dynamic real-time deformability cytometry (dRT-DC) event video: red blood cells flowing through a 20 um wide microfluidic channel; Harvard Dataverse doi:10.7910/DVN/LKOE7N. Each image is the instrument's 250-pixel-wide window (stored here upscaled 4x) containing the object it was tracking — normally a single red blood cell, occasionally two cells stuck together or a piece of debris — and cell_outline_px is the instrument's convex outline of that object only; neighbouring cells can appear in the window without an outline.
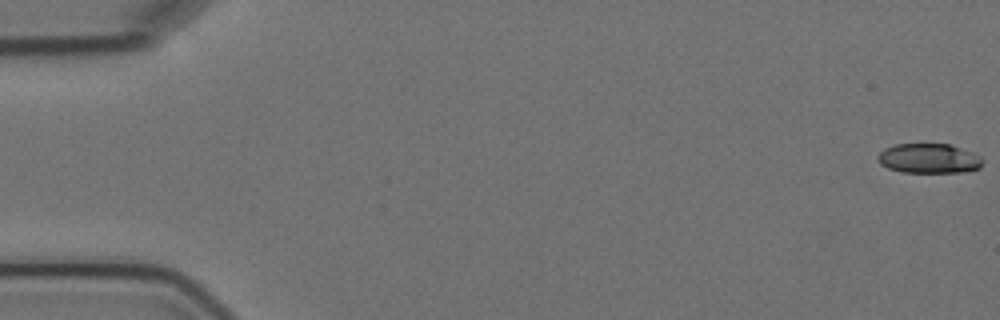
{"species": "Egyptian fruit bat (a non-hibernating species)", "species_latin": "Rousettus aegyptiacus", "temperature_condition": "cold", "stored_images_in_passage": 10, "camera_frame_rate_fps": 3000, "um_per_image_px": 0.085, "animal": {"sex": "female"}, "frame": {"image": 1, "passage_image": 1, "time_ms": 0.0, "image_size_px": [1000, 320], "cell_outline_px": [[984, 160], [980, 168], [964, 172], [904, 172], [888, 168], [880, 164], [876, 160], [876, 156], [884, 148], [896, 144], [948, 144], [972, 152], [980, 156]], "centroid_in_image_um": [78.94, 13.47], "position_along_channel_um": 6.1, "area_um2": 18.21}}
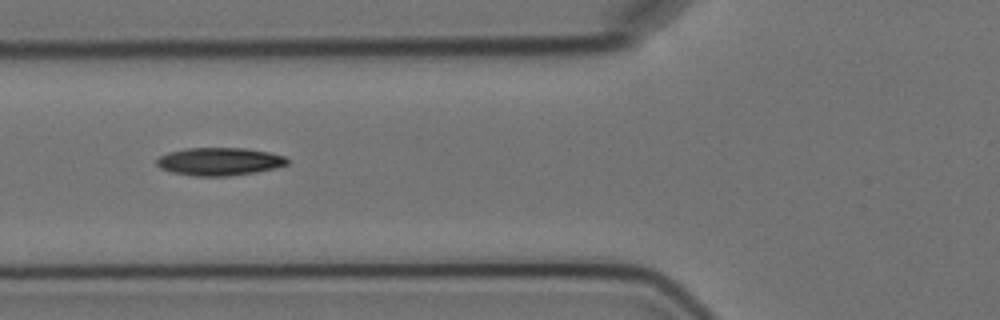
{"frame": {"image": 2, "passage_image": 7, "time_ms": 7.0, "image_size_px": [1000, 320], "cell_outline_px": [[288, 164], [276, 168], [256, 172], [228, 176], [196, 176], [172, 172], [160, 168], [156, 164], [156, 160], [160, 156], [168, 152], [188, 148], [244, 148], [268, 152], [284, 156], [288, 160]], "centroid_in_image_um": [18.64, 13.73], "position_along_channel_um": 107.2, "area_um2": 21.15}}
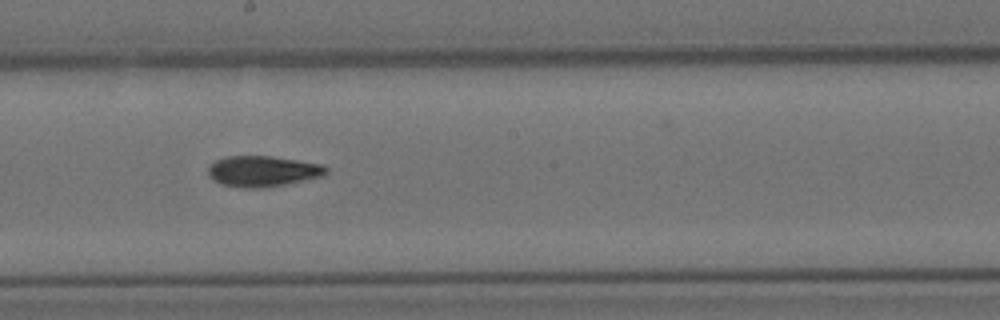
{"frame": {"image": 3, "passage_image": 10, "time_ms": 10.333, "image_size_px": [1000, 320], "cell_outline_px": [[328, 172], [324, 176], [288, 184], [264, 188], [244, 188], [220, 184], [212, 180], [208, 176], [208, 168], [216, 160], [228, 156], [272, 156], [324, 164], [328, 168]], "centroid_in_image_um": [22.37, 14.56], "position_along_channel_um": 225.8, "area_um2": 21.5}}